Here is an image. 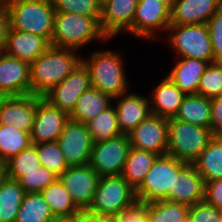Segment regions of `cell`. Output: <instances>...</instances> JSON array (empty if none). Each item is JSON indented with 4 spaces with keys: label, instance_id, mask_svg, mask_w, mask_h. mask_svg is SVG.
I'll use <instances>...</instances> for the list:
<instances>
[{
    "label": "cell",
    "instance_id": "1",
    "mask_svg": "<svg viewBox=\"0 0 222 222\" xmlns=\"http://www.w3.org/2000/svg\"><path fill=\"white\" fill-rule=\"evenodd\" d=\"M78 52L50 46L32 62L30 64L31 94L43 97L62 82L82 61Z\"/></svg>",
    "mask_w": 222,
    "mask_h": 222
},
{
    "label": "cell",
    "instance_id": "2",
    "mask_svg": "<svg viewBox=\"0 0 222 222\" xmlns=\"http://www.w3.org/2000/svg\"><path fill=\"white\" fill-rule=\"evenodd\" d=\"M6 11L9 28L39 35L51 44L55 16L52 0H10Z\"/></svg>",
    "mask_w": 222,
    "mask_h": 222
},
{
    "label": "cell",
    "instance_id": "3",
    "mask_svg": "<svg viewBox=\"0 0 222 222\" xmlns=\"http://www.w3.org/2000/svg\"><path fill=\"white\" fill-rule=\"evenodd\" d=\"M93 40H109L96 18L55 12L51 46L80 51Z\"/></svg>",
    "mask_w": 222,
    "mask_h": 222
},
{
    "label": "cell",
    "instance_id": "4",
    "mask_svg": "<svg viewBox=\"0 0 222 222\" xmlns=\"http://www.w3.org/2000/svg\"><path fill=\"white\" fill-rule=\"evenodd\" d=\"M82 62L89 70L91 87L109 95L112 99L129 92V82L120 52L113 50L94 51Z\"/></svg>",
    "mask_w": 222,
    "mask_h": 222
},
{
    "label": "cell",
    "instance_id": "5",
    "mask_svg": "<svg viewBox=\"0 0 222 222\" xmlns=\"http://www.w3.org/2000/svg\"><path fill=\"white\" fill-rule=\"evenodd\" d=\"M167 134V154L186 164H192L214 137L209 128L175 118L168 119Z\"/></svg>",
    "mask_w": 222,
    "mask_h": 222
},
{
    "label": "cell",
    "instance_id": "6",
    "mask_svg": "<svg viewBox=\"0 0 222 222\" xmlns=\"http://www.w3.org/2000/svg\"><path fill=\"white\" fill-rule=\"evenodd\" d=\"M137 202L135 189L121 175L101 176L87 212L98 215H118Z\"/></svg>",
    "mask_w": 222,
    "mask_h": 222
},
{
    "label": "cell",
    "instance_id": "7",
    "mask_svg": "<svg viewBox=\"0 0 222 222\" xmlns=\"http://www.w3.org/2000/svg\"><path fill=\"white\" fill-rule=\"evenodd\" d=\"M185 165V162L168 154L159 155L142 183L135 189L137 201L149 203L164 200L169 190H173L174 175Z\"/></svg>",
    "mask_w": 222,
    "mask_h": 222
},
{
    "label": "cell",
    "instance_id": "8",
    "mask_svg": "<svg viewBox=\"0 0 222 222\" xmlns=\"http://www.w3.org/2000/svg\"><path fill=\"white\" fill-rule=\"evenodd\" d=\"M167 31L169 44L179 58L190 57L214 63L207 24L169 25Z\"/></svg>",
    "mask_w": 222,
    "mask_h": 222
},
{
    "label": "cell",
    "instance_id": "9",
    "mask_svg": "<svg viewBox=\"0 0 222 222\" xmlns=\"http://www.w3.org/2000/svg\"><path fill=\"white\" fill-rule=\"evenodd\" d=\"M130 149L128 135L93 143L89 165L101 176L121 175Z\"/></svg>",
    "mask_w": 222,
    "mask_h": 222
},
{
    "label": "cell",
    "instance_id": "10",
    "mask_svg": "<svg viewBox=\"0 0 222 222\" xmlns=\"http://www.w3.org/2000/svg\"><path fill=\"white\" fill-rule=\"evenodd\" d=\"M170 11L160 0H138L132 28L126 33L147 40L158 39L157 31L169 28Z\"/></svg>",
    "mask_w": 222,
    "mask_h": 222
},
{
    "label": "cell",
    "instance_id": "11",
    "mask_svg": "<svg viewBox=\"0 0 222 222\" xmlns=\"http://www.w3.org/2000/svg\"><path fill=\"white\" fill-rule=\"evenodd\" d=\"M90 87L89 70L81 61L62 82L46 93L43 98L70 115L80 96Z\"/></svg>",
    "mask_w": 222,
    "mask_h": 222
},
{
    "label": "cell",
    "instance_id": "12",
    "mask_svg": "<svg viewBox=\"0 0 222 222\" xmlns=\"http://www.w3.org/2000/svg\"><path fill=\"white\" fill-rule=\"evenodd\" d=\"M57 143L69 166L89 164L94 142L85 123L69 119Z\"/></svg>",
    "mask_w": 222,
    "mask_h": 222
},
{
    "label": "cell",
    "instance_id": "13",
    "mask_svg": "<svg viewBox=\"0 0 222 222\" xmlns=\"http://www.w3.org/2000/svg\"><path fill=\"white\" fill-rule=\"evenodd\" d=\"M99 178L100 176L89 164L69 166L58 177L81 211L87 210L92 204Z\"/></svg>",
    "mask_w": 222,
    "mask_h": 222
},
{
    "label": "cell",
    "instance_id": "14",
    "mask_svg": "<svg viewBox=\"0 0 222 222\" xmlns=\"http://www.w3.org/2000/svg\"><path fill=\"white\" fill-rule=\"evenodd\" d=\"M168 119L151 114L129 134L130 147L158 155L167 154Z\"/></svg>",
    "mask_w": 222,
    "mask_h": 222
},
{
    "label": "cell",
    "instance_id": "15",
    "mask_svg": "<svg viewBox=\"0 0 222 222\" xmlns=\"http://www.w3.org/2000/svg\"><path fill=\"white\" fill-rule=\"evenodd\" d=\"M69 115L37 96V108L31 130L32 144L55 142L59 139Z\"/></svg>",
    "mask_w": 222,
    "mask_h": 222
},
{
    "label": "cell",
    "instance_id": "16",
    "mask_svg": "<svg viewBox=\"0 0 222 222\" xmlns=\"http://www.w3.org/2000/svg\"><path fill=\"white\" fill-rule=\"evenodd\" d=\"M37 108V96H0V125H14L31 133Z\"/></svg>",
    "mask_w": 222,
    "mask_h": 222
},
{
    "label": "cell",
    "instance_id": "17",
    "mask_svg": "<svg viewBox=\"0 0 222 222\" xmlns=\"http://www.w3.org/2000/svg\"><path fill=\"white\" fill-rule=\"evenodd\" d=\"M31 94L30 64L0 52V96Z\"/></svg>",
    "mask_w": 222,
    "mask_h": 222
},
{
    "label": "cell",
    "instance_id": "18",
    "mask_svg": "<svg viewBox=\"0 0 222 222\" xmlns=\"http://www.w3.org/2000/svg\"><path fill=\"white\" fill-rule=\"evenodd\" d=\"M137 5L138 0H102L100 26L109 40L132 28Z\"/></svg>",
    "mask_w": 222,
    "mask_h": 222
},
{
    "label": "cell",
    "instance_id": "19",
    "mask_svg": "<svg viewBox=\"0 0 222 222\" xmlns=\"http://www.w3.org/2000/svg\"><path fill=\"white\" fill-rule=\"evenodd\" d=\"M205 183L192 164H186L174 175L173 190L164 200L187 206L204 201Z\"/></svg>",
    "mask_w": 222,
    "mask_h": 222
},
{
    "label": "cell",
    "instance_id": "20",
    "mask_svg": "<svg viewBox=\"0 0 222 222\" xmlns=\"http://www.w3.org/2000/svg\"><path fill=\"white\" fill-rule=\"evenodd\" d=\"M50 46L51 44L39 35L8 27L3 52L31 64Z\"/></svg>",
    "mask_w": 222,
    "mask_h": 222
},
{
    "label": "cell",
    "instance_id": "21",
    "mask_svg": "<svg viewBox=\"0 0 222 222\" xmlns=\"http://www.w3.org/2000/svg\"><path fill=\"white\" fill-rule=\"evenodd\" d=\"M118 100L116 106L118 127L121 134L128 135L151 113L150 100L138 94L125 93L113 98Z\"/></svg>",
    "mask_w": 222,
    "mask_h": 222
},
{
    "label": "cell",
    "instance_id": "22",
    "mask_svg": "<svg viewBox=\"0 0 222 222\" xmlns=\"http://www.w3.org/2000/svg\"><path fill=\"white\" fill-rule=\"evenodd\" d=\"M221 6L222 0H177L169 25L207 24Z\"/></svg>",
    "mask_w": 222,
    "mask_h": 222
},
{
    "label": "cell",
    "instance_id": "23",
    "mask_svg": "<svg viewBox=\"0 0 222 222\" xmlns=\"http://www.w3.org/2000/svg\"><path fill=\"white\" fill-rule=\"evenodd\" d=\"M152 92L151 113L166 119L176 116L186 96L167 76H164Z\"/></svg>",
    "mask_w": 222,
    "mask_h": 222
},
{
    "label": "cell",
    "instance_id": "24",
    "mask_svg": "<svg viewBox=\"0 0 222 222\" xmlns=\"http://www.w3.org/2000/svg\"><path fill=\"white\" fill-rule=\"evenodd\" d=\"M176 63L166 76L186 95L198 94L200 78L209 63L190 57H180Z\"/></svg>",
    "mask_w": 222,
    "mask_h": 222
},
{
    "label": "cell",
    "instance_id": "25",
    "mask_svg": "<svg viewBox=\"0 0 222 222\" xmlns=\"http://www.w3.org/2000/svg\"><path fill=\"white\" fill-rule=\"evenodd\" d=\"M192 165L204 183L222 179V137L214 136Z\"/></svg>",
    "mask_w": 222,
    "mask_h": 222
},
{
    "label": "cell",
    "instance_id": "26",
    "mask_svg": "<svg viewBox=\"0 0 222 222\" xmlns=\"http://www.w3.org/2000/svg\"><path fill=\"white\" fill-rule=\"evenodd\" d=\"M174 118L210 129L211 98L199 94L186 95Z\"/></svg>",
    "mask_w": 222,
    "mask_h": 222
},
{
    "label": "cell",
    "instance_id": "27",
    "mask_svg": "<svg viewBox=\"0 0 222 222\" xmlns=\"http://www.w3.org/2000/svg\"><path fill=\"white\" fill-rule=\"evenodd\" d=\"M111 100L113 99L109 95L90 87L80 96L69 118L85 123L108 108L112 103Z\"/></svg>",
    "mask_w": 222,
    "mask_h": 222
},
{
    "label": "cell",
    "instance_id": "28",
    "mask_svg": "<svg viewBox=\"0 0 222 222\" xmlns=\"http://www.w3.org/2000/svg\"><path fill=\"white\" fill-rule=\"evenodd\" d=\"M158 154L130 147L121 176L136 189L150 171Z\"/></svg>",
    "mask_w": 222,
    "mask_h": 222
},
{
    "label": "cell",
    "instance_id": "29",
    "mask_svg": "<svg viewBox=\"0 0 222 222\" xmlns=\"http://www.w3.org/2000/svg\"><path fill=\"white\" fill-rule=\"evenodd\" d=\"M25 194L18 180L5 177L0 185V222H15Z\"/></svg>",
    "mask_w": 222,
    "mask_h": 222
},
{
    "label": "cell",
    "instance_id": "30",
    "mask_svg": "<svg viewBox=\"0 0 222 222\" xmlns=\"http://www.w3.org/2000/svg\"><path fill=\"white\" fill-rule=\"evenodd\" d=\"M40 193L55 217L73 216L81 211L72 201L68 191L59 179L49 184Z\"/></svg>",
    "mask_w": 222,
    "mask_h": 222
},
{
    "label": "cell",
    "instance_id": "31",
    "mask_svg": "<svg viewBox=\"0 0 222 222\" xmlns=\"http://www.w3.org/2000/svg\"><path fill=\"white\" fill-rule=\"evenodd\" d=\"M93 142L109 140L121 134L118 127L117 111L112 104L95 118L85 122Z\"/></svg>",
    "mask_w": 222,
    "mask_h": 222
},
{
    "label": "cell",
    "instance_id": "32",
    "mask_svg": "<svg viewBox=\"0 0 222 222\" xmlns=\"http://www.w3.org/2000/svg\"><path fill=\"white\" fill-rule=\"evenodd\" d=\"M55 216L41 193H26L15 222H50Z\"/></svg>",
    "mask_w": 222,
    "mask_h": 222
},
{
    "label": "cell",
    "instance_id": "33",
    "mask_svg": "<svg viewBox=\"0 0 222 222\" xmlns=\"http://www.w3.org/2000/svg\"><path fill=\"white\" fill-rule=\"evenodd\" d=\"M32 145L30 133L17 129L14 125H0V160L6 162Z\"/></svg>",
    "mask_w": 222,
    "mask_h": 222
},
{
    "label": "cell",
    "instance_id": "34",
    "mask_svg": "<svg viewBox=\"0 0 222 222\" xmlns=\"http://www.w3.org/2000/svg\"><path fill=\"white\" fill-rule=\"evenodd\" d=\"M148 222H188L189 206L168 200L145 203Z\"/></svg>",
    "mask_w": 222,
    "mask_h": 222
},
{
    "label": "cell",
    "instance_id": "35",
    "mask_svg": "<svg viewBox=\"0 0 222 222\" xmlns=\"http://www.w3.org/2000/svg\"><path fill=\"white\" fill-rule=\"evenodd\" d=\"M39 166H41V163L37 155L36 145L32 144L29 148L10 157L5 162L6 176L19 180L21 172H32Z\"/></svg>",
    "mask_w": 222,
    "mask_h": 222
},
{
    "label": "cell",
    "instance_id": "36",
    "mask_svg": "<svg viewBox=\"0 0 222 222\" xmlns=\"http://www.w3.org/2000/svg\"><path fill=\"white\" fill-rule=\"evenodd\" d=\"M35 145L41 165L57 177L69 167L57 141Z\"/></svg>",
    "mask_w": 222,
    "mask_h": 222
},
{
    "label": "cell",
    "instance_id": "37",
    "mask_svg": "<svg viewBox=\"0 0 222 222\" xmlns=\"http://www.w3.org/2000/svg\"><path fill=\"white\" fill-rule=\"evenodd\" d=\"M55 12L75 13L100 22L102 0H52Z\"/></svg>",
    "mask_w": 222,
    "mask_h": 222
},
{
    "label": "cell",
    "instance_id": "38",
    "mask_svg": "<svg viewBox=\"0 0 222 222\" xmlns=\"http://www.w3.org/2000/svg\"><path fill=\"white\" fill-rule=\"evenodd\" d=\"M222 91V63L209 64L200 78L198 94L206 98L219 97Z\"/></svg>",
    "mask_w": 222,
    "mask_h": 222
},
{
    "label": "cell",
    "instance_id": "39",
    "mask_svg": "<svg viewBox=\"0 0 222 222\" xmlns=\"http://www.w3.org/2000/svg\"><path fill=\"white\" fill-rule=\"evenodd\" d=\"M57 179L56 175L41 165L32 172H21V178L18 182L26 193H40Z\"/></svg>",
    "mask_w": 222,
    "mask_h": 222
},
{
    "label": "cell",
    "instance_id": "40",
    "mask_svg": "<svg viewBox=\"0 0 222 222\" xmlns=\"http://www.w3.org/2000/svg\"><path fill=\"white\" fill-rule=\"evenodd\" d=\"M211 40L214 62L222 63V6L207 22Z\"/></svg>",
    "mask_w": 222,
    "mask_h": 222
},
{
    "label": "cell",
    "instance_id": "41",
    "mask_svg": "<svg viewBox=\"0 0 222 222\" xmlns=\"http://www.w3.org/2000/svg\"><path fill=\"white\" fill-rule=\"evenodd\" d=\"M221 209L205 201L189 206L188 222H219Z\"/></svg>",
    "mask_w": 222,
    "mask_h": 222
},
{
    "label": "cell",
    "instance_id": "42",
    "mask_svg": "<svg viewBox=\"0 0 222 222\" xmlns=\"http://www.w3.org/2000/svg\"><path fill=\"white\" fill-rule=\"evenodd\" d=\"M118 216L121 222H148L147 205L137 201L131 207L121 211Z\"/></svg>",
    "mask_w": 222,
    "mask_h": 222
},
{
    "label": "cell",
    "instance_id": "43",
    "mask_svg": "<svg viewBox=\"0 0 222 222\" xmlns=\"http://www.w3.org/2000/svg\"><path fill=\"white\" fill-rule=\"evenodd\" d=\"M204 201L222 210V179L205 182Z\"/></svg>",
    "mask_w": 222,
    "mask_h": 222
},
{
    "label": "cell",
    "instance_id": "44",
    "mask_svg": "<svg viewBox=\"0 0 222 222\" xmlns=\"http://www.w3.org/2000/svg\"><path fill=\"white\" fill-rule=\"evenodd\" d=\"M211 131L213 136L222 137V98H211Z\"/></svg>",
    "mask_w": 222,
    "mask_h": 222
},
{
    "label": "cell",
    "instance_id": "45",
    "mask_svg": "<svg viewBox=\"0 0 222 222\" xmlns=\"http://www.w3.org/2000/svg\"><path fill=\"white\" fill-rule=\"evenodd\" d=\"M8 27L9 24L6 8H0V52H2L5 47Z\"/></svg>",
    "mask_w": 222,
    "mask_h": 222
},
{
    "label": "cell",
    "instance_id": "46",
    "mask_svg": "<svg viewBox=\"0 0 222 222\" xmlns=\"http://www.w3.org/2000/svg\"><path fill=\"white\" fill-rule=\"evenodd\" d=\"M76 222H101V216L91 214L86 210L80 211L76 214Z\"/></svg>",
    "mask_w": 222,
    "mask_h": 222
},
{
    "label": "cell",
    "instance_id": "47",
    "mask_svg": "<svg viewBox=\"0 0 222 222\" xmlns=\"http://www.w3.org/2000/svg\"><path fill=\"white\" fill-rule=\"evenodd\" d=\"M50 222H76V215L54 217Z\"/></svg>",
    "mask_w": 222,
    "mask_h": 222
},
{
    "label": "cell",
    "instance_id": "48",
    "mask_svg": "<svg viewBox=\"0 0 222 222\" xmlns=\"http://www.w3.org/2000/svg\"><path fill=\"white\" fill-rule=\"evenodd\" d=\"M101 222H121L118 215H104L101 216Z\"/></svg>",
    "mask_w": 222,
    "mask_h": 222
},
{
    "label": "cell",
    "instance_id": "49",
    "mask_svg": "<svg viewBox=\"0 0 222 222\" xmlns=\"http://www.w3.org/2000/svg\"><path fill=\"white\" fill-rule=\"evenodd\" d=\"M6 177L5 162L0 160V185Z\"/></svg>",
    "mask_w": 222,
    "mask_h": 222
},
{
    "label": "cell",
    "instance_id": "50",
    "mask_svg": "<svg viewBox=\"0 0 222 222\" xmlns=\"http://www.w3.org/2000/svg\"><path fill=\"white\" fill-rule=\"evenodd\" d=\"M163 4L168 6L170 9L175 5L177 0H160Z\"/></svg>",
    "mask_w": 222,
    "mask_h": 222
},
{
    "label": "cell",
    "instance_id": "51",
    "mask_svg": "<svg viewBox=\"0 0 222 222\" xmlns=\"http://www.w3.org/2000/svg\"><path fill=\"white\" fill-rule=\"evenodd\" d=\"M10 0H0V8H6Z\"/></svg>",
    "mask_w": 222,
    "mask_h": 222
},
{
    "label": "cell",
    "instance_id": "52",
    "mask_svg": "<svg viewBox=\"0 0 222 222\" xmlns=\"http://www.w3.org/2000/svg\"><path fill=\"white\" fill-rule=\"evenodd\" d=\"M219 222H222V210H221V213H220Z\"/></svg>",
    "mask_w": 222,
    "mask_h": 222
}]
</instances>
